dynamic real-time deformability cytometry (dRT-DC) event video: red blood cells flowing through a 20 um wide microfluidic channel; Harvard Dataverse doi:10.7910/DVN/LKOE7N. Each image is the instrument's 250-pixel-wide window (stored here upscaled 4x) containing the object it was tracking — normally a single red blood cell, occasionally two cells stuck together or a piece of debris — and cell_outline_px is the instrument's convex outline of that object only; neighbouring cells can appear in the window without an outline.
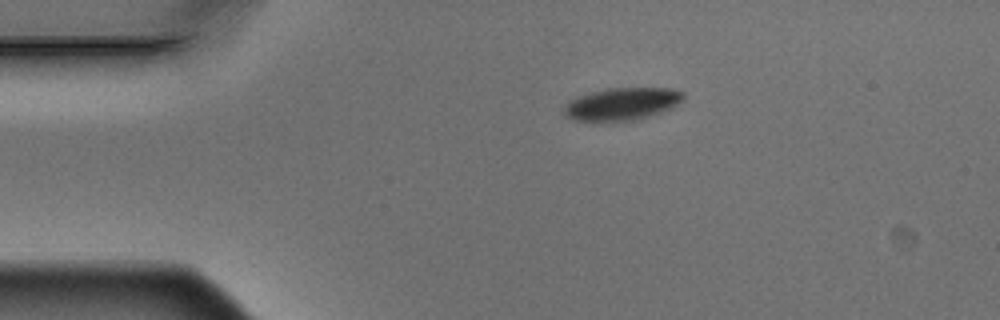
{"species": "Egyptian fruit bat (a non-hibernating species)", "species_latin": "Rousettus aegyptiacus", "temperature_condition": "warm", "stored_images_in_passage": 2, "camera_frame_rate_fps": 3000, "um_per_image_px": 0.085, "animal": {"sex": "male"}, "frame": {"image": 1, "passage_image": 1, "time_ms": 0.0, "image_size_px": [1000, 320], "cell_outline_px": [[684, 96], [676, 104], [668, 108], [632, 120], [572, 120], [564, 112], [564, 108], [568, 100], [592, 92], [608, 88], [668, 88], [684, 92]], "centroid_in_image_um": [52.82, 8.8], "position_along_channel_um": 32.2, "area_um2": 21.68}}